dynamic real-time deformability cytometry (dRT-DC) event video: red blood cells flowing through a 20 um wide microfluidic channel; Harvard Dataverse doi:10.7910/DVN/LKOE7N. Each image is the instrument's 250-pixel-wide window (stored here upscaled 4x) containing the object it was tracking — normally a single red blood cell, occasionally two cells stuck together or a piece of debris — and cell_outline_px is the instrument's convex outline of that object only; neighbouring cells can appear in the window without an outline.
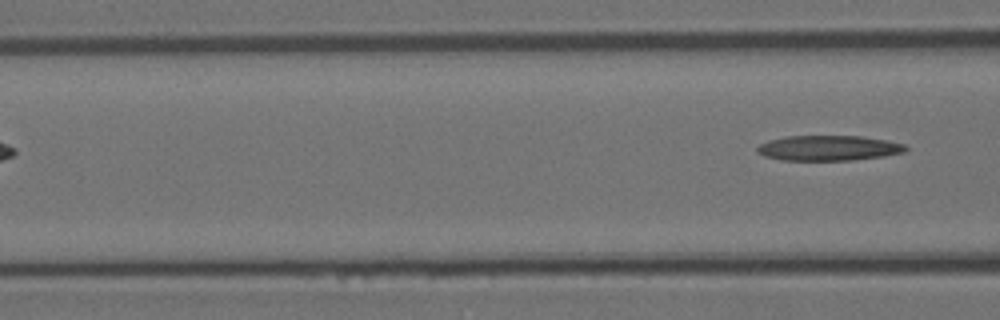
{"species": "Egyptian fruit bat (a non-hibernating species)", "species_latin": "Rousettus aegyptiacus", "temperature_condition": "room temperature", "stored_images_in_passage": 6, "camera_frame_rate_fps": 3000, "um_per_image_px": 0.085, "animal": {"sex": "female"}, "frame": {"image": 1, "passage_image": 6, "time_ms": 1.667, "image_size_px": [1000, 320], "cell_outline_px": [[908, 148], [904, 152], [884, 156], [852, 160], [780, 160], [764, 156], [756, 152], [756, 148], [760, 144], [768, 140], [788, 136], [860, 136], [884, 140], [904, 144]], "centroid_in_image_um": [70.39, 12.59], "position_along_channel_um": 96.2, "area_um2": 21.73}}